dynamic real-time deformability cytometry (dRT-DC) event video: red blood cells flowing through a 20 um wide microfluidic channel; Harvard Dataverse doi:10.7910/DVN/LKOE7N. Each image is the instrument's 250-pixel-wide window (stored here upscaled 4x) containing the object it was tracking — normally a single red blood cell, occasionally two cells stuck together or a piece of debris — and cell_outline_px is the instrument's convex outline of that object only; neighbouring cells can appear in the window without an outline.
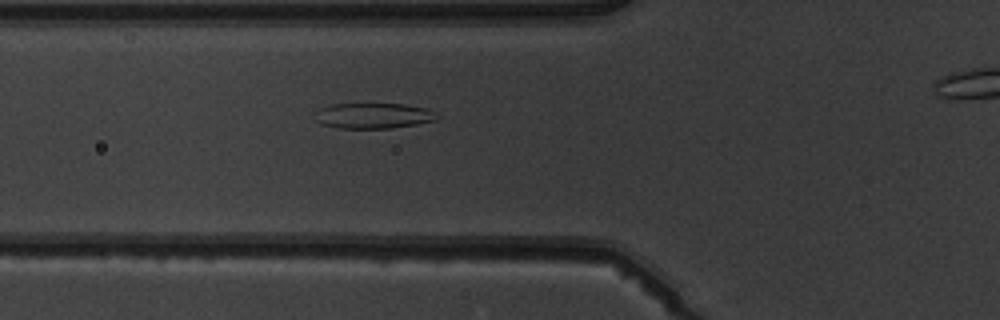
{"species": "common noctule bat (a hibernating species)", "species_latin": "Nyctalus noctula", "temperature_condition": "warm", "stored_images_in_passage": 8, "camera_frame_rate_fps": 3000, "um_per_image_px": 0.085, "animal": {"sex": "male", "body_mass_g": 19.5, "forearm_length_mm": 54.6}, "frame": {"image": 1, "passage_image": 7, "time_ms": 7.0, "image_size_px": [1000, 320], "cell_outline_px": [[440, 116], [436, 120], [416, 124], [392, 128], [336, 128], [320, 124], [312, 120], [320, 108], [332, 104], [404, 104], [424, 108], [436, 112]], "centroid_in_image_um": [31.7, 9.84], "position_along_channel_um": 94.1, "area_um2": 18.26}}